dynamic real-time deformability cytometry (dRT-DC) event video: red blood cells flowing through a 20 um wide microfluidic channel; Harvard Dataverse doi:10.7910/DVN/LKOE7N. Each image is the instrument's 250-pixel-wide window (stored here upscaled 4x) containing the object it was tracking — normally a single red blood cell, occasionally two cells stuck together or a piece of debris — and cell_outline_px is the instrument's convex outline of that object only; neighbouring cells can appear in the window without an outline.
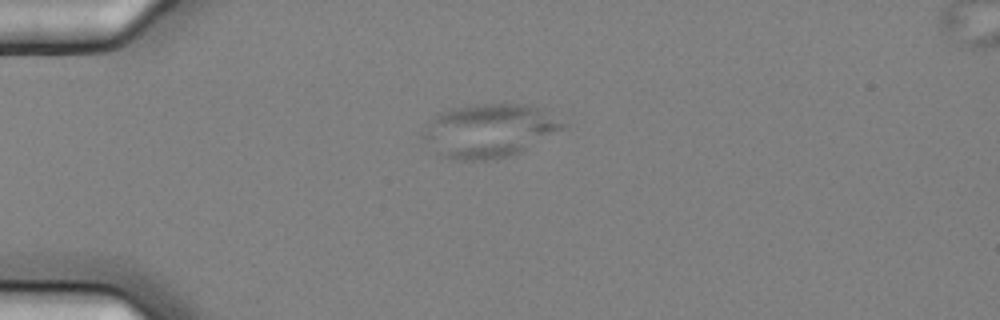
{"species": "common noctule bat (a hibernating species)", "species_latin": "Nyctalus noctula", "temperature_condition": "cold", "stored_images_in_passage": 3, "camera_frame_rate_fps": 3000, "um_per_image_px": 0.085, "animal": {"sex": "female", "body_mass_g": 25.1}, "frame": {"image": 1, "passage_image": 1, "time_ms": 0.0, "image_size_px": [1000, 320], "cell_outline_px": [[568, 124], [564, 128], [520, 152], [508, 156], [484, 160], [460, 160], [444, 156], [436, 152], [420, 136], [424, 128], [436, 116], [448, 108], [480, 104], [524, 104], [536, 108]], "centroid_in_image_um": [41.54, 11.1], "position_along_channel_um": 43.5, "area_um2": 42.77}}
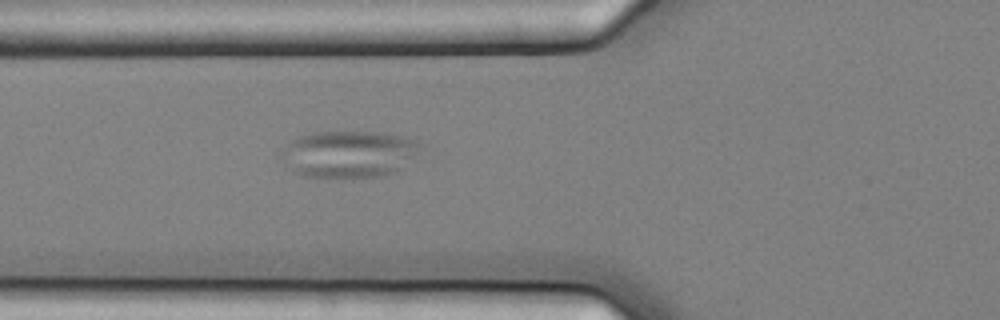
{"frame": {"image": 2, "passage_image": 3, "time_ms": 0.667, "image_size_px": [1000, 320], "cell_outline_px": [[420, 144], [400, 168], [396, 172], [384, 176], [352, 180], [304, 176], [292, 172], [280, 160], [280, 152], [292, 140], [300, 136], [316, 132], [384, 132], [416, 140]], "centroid_in_image_um": [29.54, 13.14], "position_along_channel_um": 96.3, "area_um2": 38.38}}